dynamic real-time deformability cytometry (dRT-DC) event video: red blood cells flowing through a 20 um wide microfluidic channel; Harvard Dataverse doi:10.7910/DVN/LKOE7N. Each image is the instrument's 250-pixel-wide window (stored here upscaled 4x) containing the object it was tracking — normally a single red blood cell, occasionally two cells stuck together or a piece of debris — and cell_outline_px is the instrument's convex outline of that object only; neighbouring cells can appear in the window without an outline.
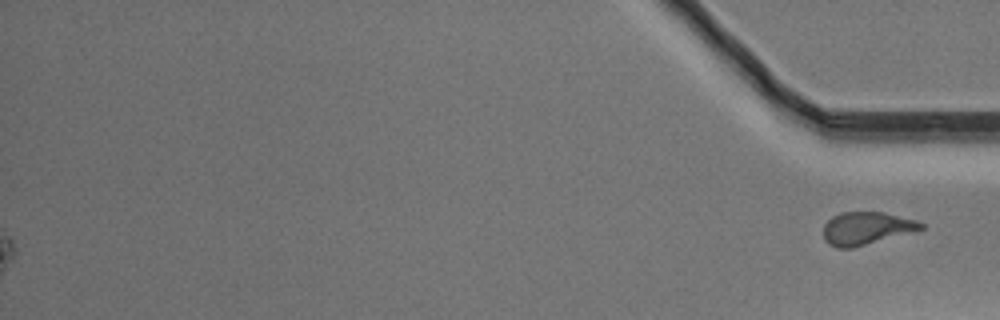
{"species": "Egyptian fruit bat (a non-hibernating species)", "species_latin": "Rousettus aegyptiacus", "temperature_condition": "warm", "stored_images_in_passage": 42, "segment_of_instrument_passage": [2, 2], "camera_frame_rate_fps": 3000, "um_per_image_px": 0.085, "animal": {"sex": "male"}, "frame": {"image": 1, "passage_image": 42, "time_ms": 13.667, "image_size_px": [1000, 320], "cell_outline_px": [[924, 228], [852, 248], [836, 248], [828, 244], [824, 240], [824, 224], [832, 216], [840, 212], [884, 212], [916, 220], [924, 224]], "centroid_in_image_um": [73.59, 19.4], "position_along_channel_um": 361.6, "area_um2": 18.44}}